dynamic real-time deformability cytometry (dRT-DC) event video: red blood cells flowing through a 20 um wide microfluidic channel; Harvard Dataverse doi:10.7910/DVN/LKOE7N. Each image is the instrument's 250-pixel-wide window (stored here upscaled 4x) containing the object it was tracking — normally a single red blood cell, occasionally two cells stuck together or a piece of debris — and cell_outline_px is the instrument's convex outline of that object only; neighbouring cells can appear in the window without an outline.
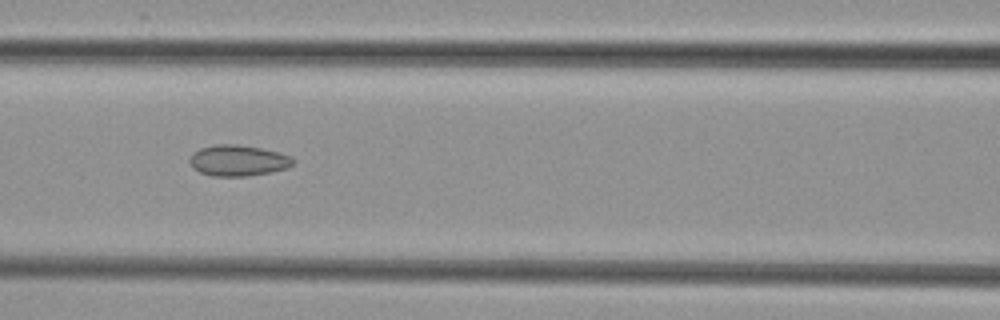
{"species": "common noctule bat (a hibernating species)", "species_latin": "Nyctalus noctula", "temperature_condition": "cold", "stored_images_in_passage": 5, "camera_frame_rate_fps": 3000, "um_per_image_px": 0.085, "animal": {"sex": "female", "body_mass_g": 29.2, "forearm_length_mm": 56.3}, "frame": {"image": 1, "passage_image": 5, "time_ms": 4.667, "image_size_px": [1000, 320], "cell_outline_px": [[296, 160], [288, 168], [272, 172], [248, 176], [212, 176], [200, 172], [192, 168], [188, 160], [192, 152], [200, 148], [216, 144], [236, 144], [260, 148], [280, 152], [292, 156]], "centroid_in_image_um": [20.24, 13.64], "position_along_channel_um": 146.4, "area_um2": 18.96}}